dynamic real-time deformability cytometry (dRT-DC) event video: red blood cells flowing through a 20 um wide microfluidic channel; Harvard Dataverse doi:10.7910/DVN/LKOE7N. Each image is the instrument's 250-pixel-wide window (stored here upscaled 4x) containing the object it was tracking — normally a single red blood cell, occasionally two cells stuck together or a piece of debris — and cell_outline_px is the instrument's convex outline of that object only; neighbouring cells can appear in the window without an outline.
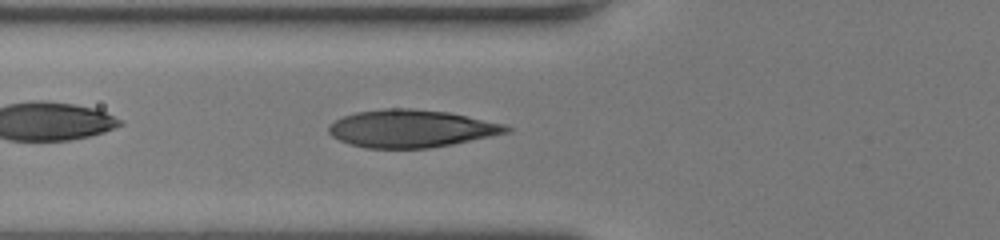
{"species": "human", "species_latin": "Homo sapiens", "temperature_condition": "room temperature", "stored_images_in_passage": 34, "camera_frame_rate_fps": 3000, "um_per_image_px": 0.085, "donor": {"sex": "female"}, "frame": {"image": 1, "passage_image": 4, "time_ms": 1.0, "image_size_px": [1000, 240], "cell_outline_px": [[512, 132], [452, 144], [428, 148], [364, 148], [348, 144], [332, 136], [328, 132], [328, 124], [344, 116], [356, 112], [384, 108], [408, 108], [448, 112], [504, 124], [512, 128]], "centroid_in_image_um": [34.94, 10.93], "position_along_channel_um": 90.9, "area_um2": 38.96}}
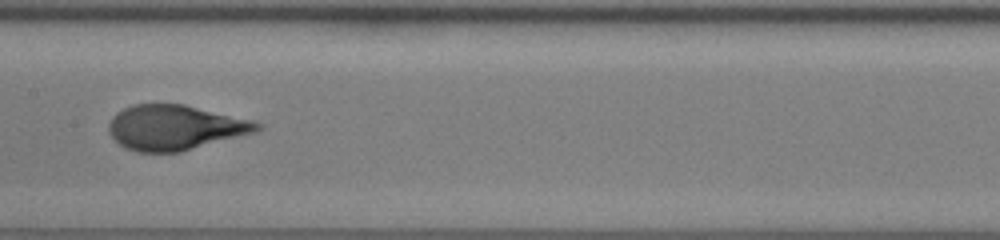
{"frame": {"image": 2, "passage_image": 11, "time_ms": 3.333, "image_size_px": [1000, 240], "cell_outline_px": [[264, 128], [260, 132], [180, 152], [136, 152], [124, 148], [108, 132], [108, 124], [112, 116], [116, 112], [132, 104], [184, 104], [252, 120], [260, 124]], "centroid_in_image_um": [14.91, 10.84], "position_along_channel_um": 192.5, "area_um2": 39.3}}
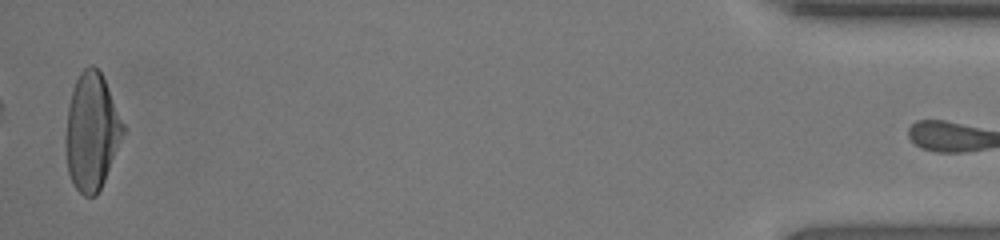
{"frame": {"image": 3, "passage_image": 33, "time_ms": 10.667, "image_size_px": [1000, 240], "cell_outline_px": [[124, 132], [104, 180], [96, 196], [84, 196], [72, 184], [68, 172], [64, 140], [68, 108], [72, 88], [80, 72], [88, 64], [92, 64], [100, 72], [104, 80], [124, 124]], "centroid_in_image_um": [7.75, 11.19], "position_along_channel_um": 427.4, "area_um2": 38.84}, "authors_computed_cell_mechanics": {"area_um2": 38.8994, "velocity_mm_per_s": 4.3485, "shape_relaxation_time_tau1_ms": 5.2308, "shape_relaxation_time_tau2_ms": null, "deformation_change_tau1": 0.253, "deformation_change_tau2": null}}